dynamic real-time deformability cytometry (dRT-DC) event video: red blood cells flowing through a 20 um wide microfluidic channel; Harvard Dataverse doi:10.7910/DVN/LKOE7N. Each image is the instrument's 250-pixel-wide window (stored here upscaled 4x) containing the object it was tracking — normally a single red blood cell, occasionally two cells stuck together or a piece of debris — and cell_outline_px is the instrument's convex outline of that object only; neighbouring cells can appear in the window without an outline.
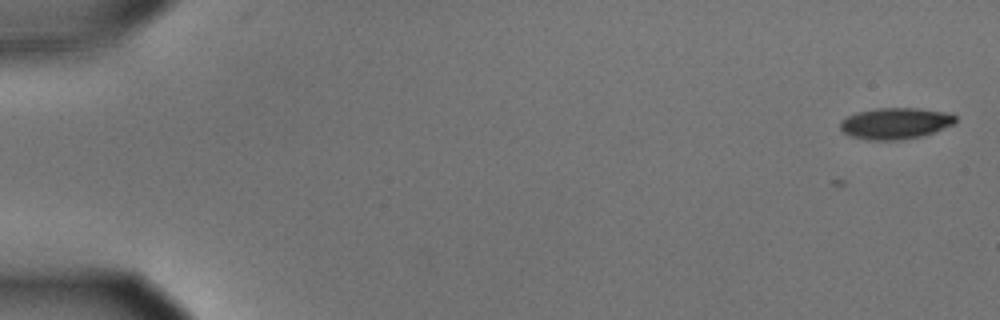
{"species": "common noctule bat (a hibernating species)", "species_latin": "Nyctalus noctula", "temperature_condition": "cold", "stored_images_in_passage": 4, "camera_frame_rate_fps": 3000, "um_per_image_px": 0.085, "animal": {"sex": "male", "body_mass_g": 15.6}, "frame": {"image": 1, "passage_image": 1, "time_ms": 0.0, "image_size_px": [1000, 320], "cell_outline_px": [[956, 120], [952, 124], [932, 132], [920, 136], [900, 140], [872, 140], [852, 136], [844, 132], [840, 128], [840, 120], [844, 116], [856, 112], [876, 108], [916, 108], [944, 112], [956, 116]], "centroid_in_image_um": [76.04, 10.47], "position_along_channel_um": 9.0, "area_um2": 20.81}}